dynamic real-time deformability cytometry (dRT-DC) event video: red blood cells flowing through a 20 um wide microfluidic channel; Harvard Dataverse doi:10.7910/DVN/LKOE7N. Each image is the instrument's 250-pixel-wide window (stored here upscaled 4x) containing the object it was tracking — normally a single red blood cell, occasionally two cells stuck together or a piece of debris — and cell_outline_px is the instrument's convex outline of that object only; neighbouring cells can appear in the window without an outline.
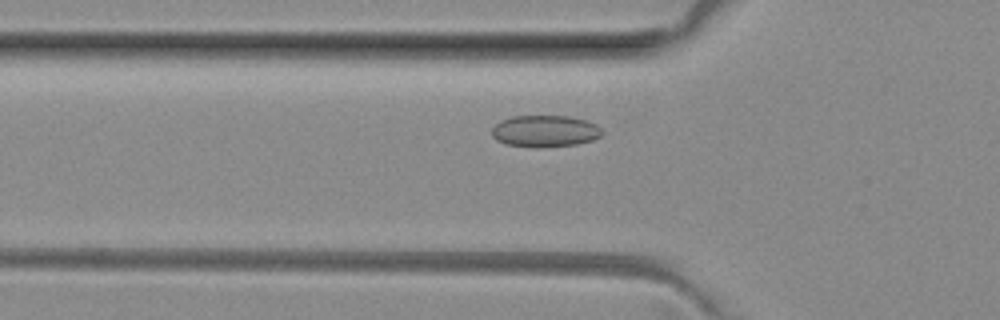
{"species": "common noctule bat (a hibernating species)", "species_latin": "Nyctalus noctula", "temperature_condition": "room temperature", "stored_images_in_passage": 47, "camera_frame_rate_fps": 3000, "um_per_image_px": 0.085, "animal": {"sex": "female", "body_mass_g": 29.2, "forearm_length_mm": 56.3}, "frame": {"image": 1, "passage_image": 13, "time_ms": 4.0, "image_size_px": [1000, 320], "cell_outline_px": [[604, 132], [600, 136], [592, 140], [576, 144], [536, 148], [504, 144], [496, 140], [492, 136], [492, 128], [500, 120], [512, 116], [572, 116], [588, 120], [596, 124]], "centroid_in_image_um": [46.32, 11.14], "position_along_channel_um": 79.5, "area_um2": 20.63}}
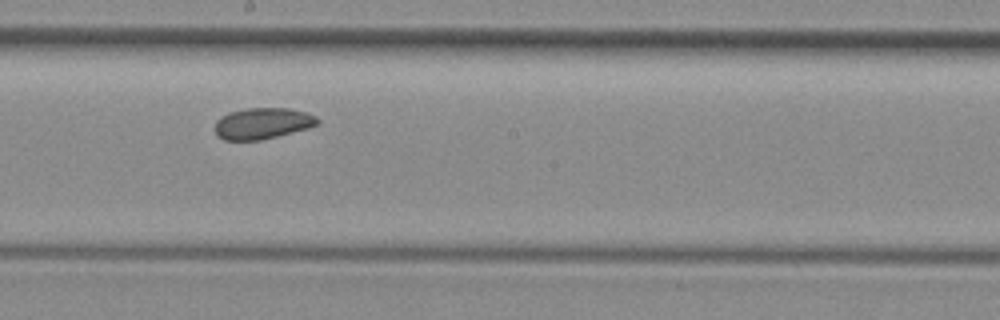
{"frame": {"image": 2, "passage_image": 24, "time_ms": 7.667, "image_size_px": [1000, 320], "cell_outline_px": [[320, 124], [308, 128], [260, 140], [224, 140], [216, 136], [216, 120], [220, 116], [228, 112], [248, 108], [288, 108], [304, 112], [316, 116], [320, 120]], "centroid_in_image_um": [22.3, 10.48], "position_along_channel_um": 225.9, "area_um2": 18.67}}
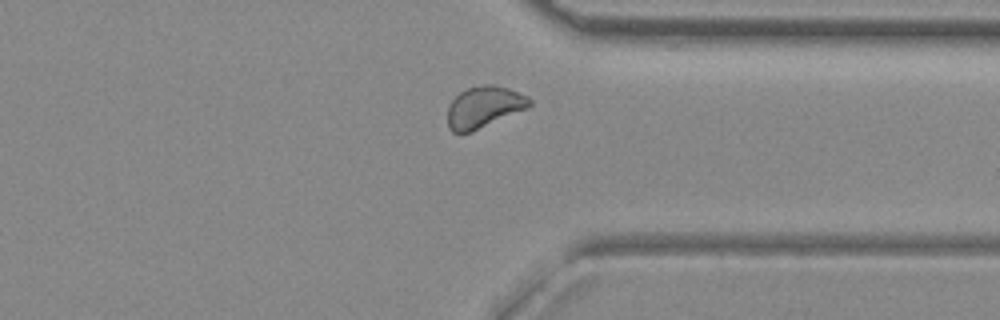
{"frame": {"image": 3, "passage_image": 35, "time_ms": 11.333, "image_size_px": [1000, 320], "cell_outline_px": [[532, 104], [528, 108], [472, 132], [452, 132], [448, 128], [448, 104], [460, 92], [468, 88], [480, 84], [496, 84], [508, 88], [528, 96], [532, 100]], "centroid_in_image_um": [41.15, 9.08], "position_along_channel_um": 370.2, "area_um2": 20.0}, "authors_computed_cell_mechanics": {"area_um2": 19.8254, "velocity_mm_per_s": 3.9952, "shape_relaxation_time_tau1_ms": null, "shape_relaxation_time_tau2_ms": 6.3319, "deformation_change_tau1": null, "deformation_change_tau2": 0.0947}}